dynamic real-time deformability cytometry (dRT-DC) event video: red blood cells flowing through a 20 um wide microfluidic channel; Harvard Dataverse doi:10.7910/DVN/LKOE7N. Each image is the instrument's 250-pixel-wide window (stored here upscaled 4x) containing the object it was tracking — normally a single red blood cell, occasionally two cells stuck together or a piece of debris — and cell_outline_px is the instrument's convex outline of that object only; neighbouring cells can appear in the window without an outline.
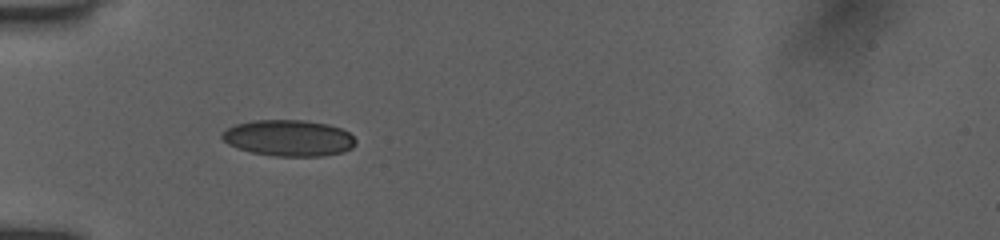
{"species": "human", "species_latin": "Homo sapiens", "temperature_condition": "room temperature", "stored_images_in_passage": 9, "camera_frame_rate_fps": 3000, "um_per_image_px": 0.085, "donor": {"sex": "female"}, "frame": {"image": 1, "passage_image": 1, "time_ms": 0.0, "image_size_px": [1000, 240], "cell_outline_px": [[356, 144], [352, 148], [344, 152], [324, 156], [276, 156], [252, 152], [228, 144], [220, 136], [228, 128], [236, 124], [252, 120], [304, 120], [328, 124], [340, 128], [348, 132], [356, 140]], "centroid_in_image_um": [24.58, 11.73], "position_along_channel_um": 60.4, "area_um2": 28.15}}
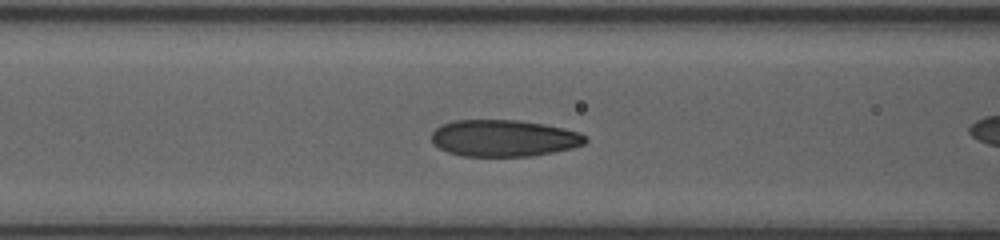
{"frame": {"image": 2, "passage_image": 3, "time_ms": 0.667, "image_size_px": [1000, 240], "cell_outline_px": [[588, 140], [584, 144], [572, 148], [532, 156], [460, 156], [448, 152], [432, 144], [432, 132], [440, 124], [452, 120], [516, 120], [544, 124], [564, 128], [580, 132]], "centroid_in_image_um": [42.8, 11.74], "position_along_channel_um": 123.8, "area_um2": 33.06}}
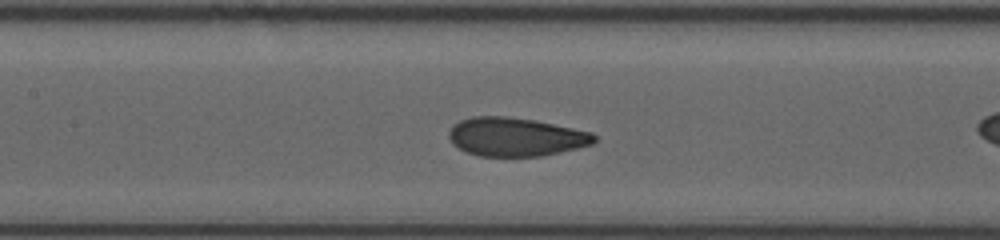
{"frame": {"image": 3, "passage_image": 6, "time_ms": 1.667, "image_size_px": [1000, 240], "cell_outline_px": [[596, 140], [592, 144], [560, 152], [540, 156], [480, 156], [468, 152], [452, 144], [448, 136], [448, 132], [452, 124], [460, 120], [472, 116], [504, 116], [532, 120], [592, 132], [596, 136]], "centroid_in_image_um": [43.79, 11.63], "position_along_channel_um": 163.6, "area_um2": 32.54}}